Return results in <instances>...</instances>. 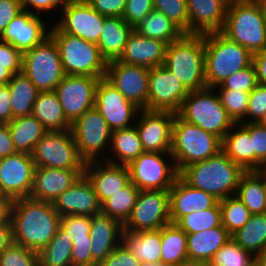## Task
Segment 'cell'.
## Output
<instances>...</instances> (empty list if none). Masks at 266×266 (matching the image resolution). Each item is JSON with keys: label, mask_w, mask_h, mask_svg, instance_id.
Masks as SVG:
<instances>
[{"label": "cell", "mask_w": 266, "mask_h": 266, "mask_svg": "<svg viewBox=\"0 0 266 266\" xmlns=\"http://www.w3.org/2000/svg\"><path fill=\"white\" fill-rule=\"evenodd\" d=\"M244 172L221 150L204 161L185 166L179 177L189 186L203 190L220 201L236 195Z\"/></svg>", "instance_id": "2"}, {"label": "cell", "mask_w": 266, "mask_h": 266, "mask_svg": "<svg viewBox=\"0 0 266 266\" xmlns=\"http://www.w3.org/2000/svg\"><path fill=\"white\" fill-rule=\"evenodd\" d=\"M149 68L119 60L107 63L105 79L140 110H148Z\"/></svg>", "instance_id": "14"}, {"label": "cell", "mask_w": 266, "mask_h": 266, "mask_svg": "<svg viewBox=\"0 0 266 266\" xmlns=\"http://www.w3.org/2000/svg\"><path fill=\"white\" fill-rule=\"evenodd\" d=\"M13 119L9 86L3 84L0 85V124H8Z\"/></svg>", "instance_id": "59"}, {"label": "cell", "mask_w": 266, "mask_h": 266, "mask_svg": "<svg viewBox=\"0 0 266 266\" xmlns=\"http://www.w3.org/2000/svg\"><path fill=\"white\" fill-rule=\"evenodd\" d=\"M71 131L85 163L106 161L112 131L97 109L87 110L71 125Z\"/></svg>", "instance_id": "10"}, {"label": "cell", "mask_w": 266, "mask_h": 266, "mask_svg": "<svg viewBox=\"0 0 266 266\" xmlns=\"http://www.w3.org/2000/svg\"><path fill=\"white\" fill-rule=\"evenodd\" d=\"M189 17V35L222 32L228 0H186Z\"/></svg>", "instance_id": "25"}, {"label": "cell", "mask_w": 266, "mask_h": 266, "mask_svg": "<svg viewBox=\"0 0 266 266\" xmlns=\"http://www.w3.org/2000/svg\"><path fill=\"white\" fill-rule=\"evenodd\" d=\"M32 159L36 167L84 169L71 130L47 132L35 145Z\"/></svg>", "instance_id": "12"}, {"label": "cell", "mask_w": 266, "mask_h": 266, "mask_svg": "<svg viewBox=\"0 0 266 266\" xmlns=\"http://www.w3.org/2000/svg\"><path fill=\"white\" fill-rule=\"evenodd\" d=\"M55 25L63 32L98 44L105 17L85 0H68Z\"/></svg>", "instance_id": "16"}, {"label": "cell", "mask_w": 266, "mask_h": 266, "mask_svg": "<svg viewBox=\"0 0 266 266\" xmlns=\"http://www.w3.org/2000/svg\"><path fill=\"white\" fill-rule=\"evenodd\" d=\"M12 203H0V225H11L10 211Z\"/></svg>", "instance_id": "65"}, {"label": "cell", "mask_w": 266, "mask_h": 266, "mask_svg": "<svg viewBox=\"0 0 266 266\" xmlns=\"http://www.w3.org/2000/svg\"><path fill=\"white\" fill-rule=\"evenodd\" d=\"M176 113L140 110L135 122L144 152L170 153Z\"/></svg>", "instance_id": "19"}, {"label": "cell", "mask_w": 266, "mask_h": 266, "mask_svg": "<svg viewBox=\"0 0 266 266\" xmlns=\"http://www.w3.org/2000/svg\"><path fill=\"white\" fill-rule=\"evenodd\" d=\"M90 247V235H87V238L73 239L71 255L72 266H98V264L92 259Z\"/></svg>", "instance_id": "54"}, {"label": "cell", "mask_w": 266, "mask_h": 266, "mask_svg": "<svg viewBox=\"0 0 266 266\" xmlns=\"http://www.w3.org/2000/svg\"><path fill=\"white\" fill-rule=\"evenodd\" d=\"M67 1L68 0H20L22 10L42 16L44 15V12L45 14H47L52 12L53 10L55 12L58 9L61 11Z\"/></svg>", "instance_id": "57"}, {"label": "cell", "mask_w": 266, "mask_h": 266, "mask_svg": "<svg viewBox=\"0 0 266 266\" xmlns=\"http://www.w3.org/2000/svg\"><path fill=\"white\" fill-rule=\"evenodd\" d=\"M266 113V87L257 85L249 95L245 123L260 122Z\"/></svg>", "instance_id": "51"}, {"label": "cell", "mask_w": 266, "mask_h": 266, "mask_svg": "<svg viewBox=\"0 0 266 266\" xmlns=\"http://www.w3.org/2000/svg\"><path fill=\"white\" fill-rule=\"evenodd\" d=\"M128 169L130 181L139 190L169 191L179 176L170 153L143 152Z\"/></svg>", "instance_id": "11"}, {"label": "cell", "mask_w": 266, "mask_h": 266, "mask_svg": "<svg viewBox=\"0 0 266 266\" xmlns=\"http://www.w3.org/2000/svg\"><path fill=\"white\" fill-rule=\"evenodd\" d=\"M94 108L107 121L111 131L133 126L140 111L105 78L97 84Z\"/></svg>", "instance_id": "17"}, {"label": "cell", "mask_w": 266, "mask_h": 266, "mask_svg": "<svg viewBox=\"0 0 266 266\" xmlns=\"http://www.w3.org/2000/svg\"><path fill=\"white\" fill-rule=\"evenodd\" d=\"M222 151L244 171H253L250 123L235 124L222 139Z\"/></svg>", "instance_id": "30"}, {"label": "cell", "mask_w": 266, "mask_h": 266, "mask_svg": "<svg viewBox=\"0 0 266 266\" xmlns=\"http://www.w3.org/2000/svg\"><path fill=\"white\" fill-rule=\"evenodd\" d=\"M52 204L60 216H94L101 213V204L97 194L84 174L75 184L60 194Z\"/></svg>", "instance_id": "24"}, {"label": "cell", "mask_w": 266, "mask_h": 266, "mask_svg": "<svg viewBox=\"0 0 266 266\" xmlns=\"http://www.w3.org/2000/svg\"><path fill=\"white\" fill-rule=\"evenodd\" d=\"M169 223V191L140 190L123 228L132 231L158 230Z\"/></svg>", "instance_id": "15"}, {"label": "cell", "mask_w": 266, "mask_h": 266, "mask_svg": "<svg viewBox=\"0 0 266 266\" xmlns=\"http://www.w3.org/2000/svg\"><path fill=\"white\" fill-rule=\"evenodd\" d=\"M133 30L123 17H105L97 45L107 63L120 58Z\"/></svg>", "instance_id": "31"}, {"label": "cell", "mask_w": 266, "mask_h": 266, "mask_svg": "<svg viewBox=\"0 0 266 266\" xmlns=\"http://www.w3.org/2000/svg\"><path fill=\"white\" fill-rule=\"evenodd\" d=\"M139 189L130 181L101 205V213L119 221L122 225L129 219L136 204Z\"/></svg>", "instance_id": "42"}, {"label": "cell", "mask_w": 266, "mask_h": 266, "mask_svg": "<svg viewBox=\"0 0 266 266\" xmlns=\"http://www.w3.org/2000/svg\"><path fill=\"white\" fill-rule=\"evenodd\" d=\"M43 20L41 15L23 10L4 29L0 41L13 45L23 54L49 36L51 25Z\"/></svg>", "instance_id": "21"}, {"label": "cell", "mask_w": 266, "mask_h": 266, "mask_svg": "<svg viewBox=\"0 0 266 266\" xmlns=\"http://www.w3.org/2000/svg\"><path fill=\"white\" fill-rule=\"evenodd\" d=\"M84 175L91 182L101 205L130 182L128 166L106 161L85 163Z\"/></svg>", "instance_id": "23"}, {"label": "cell", "mask_w": 266, "mask_h": 266, "mask_svg": "<svg viewBox=\"0 0 266 266\" xmlns=\"http://www.w3.org/2000/svg\"><path fill=\"white\" fill-rule=\"evenodd\" d=\"M231 237L244 250L256 256L266 246V213L251 215Z\"/></svg>", "instance_id": "40"}, {"label": "cell", "mask_w": 266, "mask_h": 266, "mask_svg": "<svg viewBox=\"0 0 266 266\" xmlns=\"http://www.w3.org/2000/svg\"><path fill=\"white\" fill-rule=\"evenodd\" d=\"M255 262V256L230 237L228 241L215 253L208 266H250Z\"/></svg>", "instance_id": "45"}, {"label": "cell", "mask_w": 266, "mask_h": 266, "mask_svg": "<svg viewBox=\"0 0 266 266\" xmlns=\"http://www.w3.org/2000/svg\"><path fill=\"white\" fill-rule=\"evenodd\" d=\"M250 266H258V265L256 264V262H254V263L251 264Z\"/></svg>", "instance_id": "73"}, {"label": "cell", "mask_w": 266, "mask_h": 266, "mask_svg": "<svg viewBox=\"0 0 266 266\" xmlns=\"http://www.w3.org/2000/svg\"><path fill=\"white\" fill-rule=\"evenodd\" d=\"M250 137L253 144V171H259L266 162V126L251 122Z\"/></svg>", "instance_id": "50"}, {"label": "cell", "mask_w": 266, "mask_h": 266, "mask_svg": "<svg viewBox=\"0 0 266 266\" xmlns=\"http://www.w3.org/2000/svg\"><path fill=\"white\" fill-rule=\"evenodd\" d=\"M154 10L165 14L186 35H189V17L186 0H153Z\"/></svg>", "instance_id": "48"}, {"label": "cell", "mask_w": 266, "mask_h": 266, "mask_svg": "<svg viewBox=\"0 0 266 266\" xmlns=\"http://www.w3.org/2000/svg\"><path fill=\"white\" fill-rule=\"evenodd\" d=\"M84 174V169L35 167L29 198L50 202L69 189Z\"/></svg>", "instance_id": "22"}, {"label": "cell", "mask_w": 266, "mask_h": 266, "mask_svg": "<svg viewBox=\"0 0 266 266\" xmlns=\"http://www.w3.org/2000/svg\"><path fill=\"white\" fill-rule=\"evenodd\" d=\"M189 91L164 65L149 71L148 110L177 113Z\"/></svg>", "instance_id": "18"}, {"label": "cell", "mask_w": 266, "mask_h": 266, "mask_svg": "<svg viewBox=\"0 0 266 266\" xmlns=\"http://www.w3.org/2000/svg\"><path fill=\"white\" fill-rule=\"evenodd\" d=\"M20 0H0V35L20 12H22Z\"/></svg>", "instance_id": "58"}, {"label": "cell", "mask_w": 266, "mask_h": 266, "mask_svg": "<svg viewBox=\"0 0 266 266\" xmlns=\"http://www.w3.org/2000/svg\"><path fill=\"white\" fill-rule=\"evenodd\" d=\"M221 150L222 141L217 136L175 115L170 154L178 173L185 166L204 161Z\"/></svg>", "instance_id": "7"}, {"label": "cell", "mask_w": 266, "mask_h": 266, "mask_svg": "<svg viewBox=\"0 0 266 266\" xmlns=\"http://www.w3.org/2000/svg\"><path fill=\"white\" fill-rule=\"evenodd\" d=\"M99 80L92 76L65 75L55 88L64 116L71 125L94 108Z\"/></svg>", "instance_id": "13"}, {"label": "cell", "mask_w": 266, "mask_h": 266, "mask_svg": "<svg viewBox=\"0 0 266 266\" xmlns=\"http://www.w3.org/2000/svg\"><path fill=\"white\" fill-rule=\"evenodd\" d=\"M144 152L135 125L111 133L106 162L128 166ZM111 154V155H110Z\"/></svg>", "instance_id": "33"}, {"label": "cell", "mask_w": 266, "mask_h": 266, "mask_svg": "<svg viewBox=\"0 0 266 266\" xmlns=\"http://www.w3.org/2000/svg\"><path fill=\"white\" fill-rule=\"evenodd\" d=\"M134 31L143 37L161 40L166 44L177 41L185 34L165 14L154 9L134 27Z\"/></svg>", "instance_id": "37"}, {"label": "cell", "mask_w": 266, "mask_h": 266, "mask_svg": "<svg viewBox=\"0 0 266 266\" xmlns=\"http://www.w3.org/2000/svg\"><path fill=\"white\" fill-rule=\"evenodd\" d=\"M230 237L223 225L196 233H187L188 258L208 264Z\"/></svg>", "instance_id": "32"}, {"label": "cell", "mask_w": 266, "mask_h": 266, "mask_svg": "<svg viewBox=\"0 0 266 266\" xmlns=\"http://www.w3.org/2000/svg\"><path fill=\"white\" fill-rule=\"evenodd\" d=\"M154 9L153 0H127L123 19L133 28Z\"/></svg>", "instance_id": "53"}, {"label": "cell", "mask_w": 266, "mask_h": 266, "mask_svg": "<svg viewBox=\"0 0 266 266\" xmlns=\"http://www.w3.org/2000/svg\"><path fill=\"white\" fill-rule=\"evenodd\" d=\"M256 2L258 3V5L262 11L264 22L266 25V0H256Z\"/></svg>", "instance_id": "68"}, {"label": "cell", "mask_w": 266, "mask_h": 266, "mask_svg": "<svg viewBox=\"0 0 266 266\" xmlns=\"http://www.w3.org/2000/svg\"><path fill=\"white\" fill-rule=\"evenodd\" d=\"M32 115L42 123L48 132L71 130V124L64 116L55 91L38 93Z\"/></svg>", "instance_id": "35"}, {"label": "cell", "mask_w": 266, "mask_h": 266, "mask_svg": "<svg viewBox=\"0 0 266 266\" xmlns=\"http://www.w3.org/2000/svg\"><path fill=\"white\" fill-rule=\"evenodd\" d=\"M205 79L214 88L227 77L253 63V54L221 32L204 35Z\"/></svg>", "instance_id": "4"}, {"label": "cell", "mask_w": 266, "mask_h": 266, "mask_svg": "<svg viewBox=\"0 0 266 266\" xmlns=\"http://www.w3.org/2000/svg\"><path fill=\"white\" fill-rule=\"evenodd\" d=\"M251 215L266 213V180L259 171H245L235 195Z\"/></svg>", "instance_id": "34"}, {"label": "cell", "mask_w": 266, "mask_h": 266, "mask_svg": "<svg viewBox=\"0 0 266 266\" xmlns=\"http://www.w3.org/2000/svg\"><path fill=\"white\" fill-rule=\"evenodd\" d=\"M0 203H12V200L8 199L3 192L1 191L0 188Z\"/></svg>", "instance_id": "69"}, {"label": "cell", "mask_w": 266, "mask_h": 266, "mask_svg": "<svg viewBox=\"0 0 266 266\" xmlns=\"http://www.w3.org/2000/svg\"><path fill=\"white\" fill-rule=\"evenodd\" d=\"M255 262L258 266H266V246L255 256Z\"/></svg>", "instance_id": "67"}, {"label": "cell", "mask_w": 266, "mask_h": 266, "mask_svg": "<svg viewBox=\"0 0 266 266\" xmlns=\"http://www.w3.org/2000/svg\"><path fill=\"white\" fill-rule=\"evenodd\" d=\"M22 72V64H0V85L8 84L14 74Z\"/></svg>", "instance_id": "63"}, {"label": "cell", "mask_w": 266, "mask_h": 266, "mask_svg": "<svg viewBox=\"0 0 266 266\" xmlns=\"http://www.w3.org/2000/svg\"><path fill=\"white\" fill-rule=\"evenodd\" d=\"M259 172L264 176L266 180V162L261 166Z\"/></svg>", "instance_id": "70"}, {"label": "cell", "mask_w": 266, "mask_h": 266, "mask_svg": "<svg viewBox=\"0 0 266 266\" xmlns=\"http://www.w3.org/2000/svg\"><path fill=\"white\" fill-rule=\"evenodd\" d=\"M260 123L263 125V126H266V113H265V116L262 118V120L260 121Z\"/></svg>", "instance_id": "72"}, {"label": "cell", "mask_w": 266, "mask_h": 266, "mask_svg": "<svg viewBox=\"0 0 266 266\" xmlns=\"http://www.w3.org/2000/svg\"><path fill=\"white\" fill-rule=\"evenodd\" d=\"M16 153L8 124H0V158Z\"/></svg>", "instance_id": "61"}, {"label": "cell", "mask_w": 266, "mask_h": 266, "mask_svg": "<svg viewBox=\"0 0 266 266\" xmlns=\"http://www.w3.org/2000/svg\"><path fill=\"white\" fill-rule=\"evenodd\" d=\"M188 123L217 136L221 141L235 125L220 103L214 88L190 91L176 113Z\"/></svg>", "instance_id": "8"}, {"label": "cell", "mask_w": 266, "mask_h": 266, "mask_svg": "<svg viewBox=\"0 0 266 266\" xmlns=\"http://www.w3.org/2000/svg\"><path fill=\"white\" fill-rule=\"evenodd\" d=\"M257 85L256 69L252 63L250 66L227 77L222 84L214 87V89H232L250 93Z\"/></svg>", "instance_id": "49"}, {"label": "cell", "mask_w": 266, "mask_h": 266, "mask_svg": "<svg viewBox=\"0 0 266 266\" xmlns=\"http://www.w3.org/2000/svg\"><path fill=\"white\" fill-rule=\"evenodd\" d=\"M190 92L207 87L204 35H186L167 44L163 64Z\"/></svg>", "instance_id": "3"}, {"label": "cell", "mask_w": 266, "mask_h": 266, "mask_svg": "<svg viewBox=\"0 0 266 266\" xmlns=\"http://www.w3.org/2000/svg\"><path fill=\"white\" fill-rule=\"evenodd\" d=\"M94 10L104 17H122L127 0H85Z\"/></svg>", "instance_id": "56"}, {"label": "cell", "mask_w": 266, "mask_h": 266, "mask_svg": "<svg viewBox=\"0 0 266 266\" xmlns=\"http://www.w3.org/2000/svg\"><path fill=\"white\" fill-rule=\"evenodd\" d=\"M176 224L186 233H196L222 225L219 201L211 208L182 216Z\"/></svg>", "instance_id": "43"}, {"label": "cell", "mask_w": 266, "mask_h": 266, "mask_svg": "<svg viewBox=\"0 0 266 266\" xmlns=\"http://www.w3.org/2000/svg\"><path fill=\"white\" fill-rule=\"evenodd\" d=\"M98 266H142V263L121 243Z\"/></svg>", "instance_id": "55"}, {"label": "cell", "mask_w": 266, "mask_h": 266, "mask_svg": "<svg viewBox=\"0 0 266 266\" xmlns=\"http://www.w3.org/2000/svg\"><path fill=\"white\" fill-rule=\"evenodd\" d=\"M23 54L13 45L0 41V64H22Z\"/></svg>", "instance_id": "60"}, {"label": "cell", "mask_w": 266, "mask_h": 266, "mask_svg": "<svg viewBox=\"0 0 266 266\" xmlns=\"http://www.w3.org/2000/svg\"><path fill=\"white\" fill-rule=\"evenodd\" d=\"M73 239L87 238L91 228V216L65 215L61 216L60 225Z\"/></svg>", "instance_id": "52"}, {"label": "cell", "mask_w": 266, "mask_h": 266, "mask_svg": "<svg viewBox=\"0 0 266 266\" xmlns=\"http://www.w3.org/2000/svg\"><path fill=\"white\" fill-rule=\"evenodd\" d=\"M218 201L213 195L189 186L178 176L169 189L171 223H176L186 214L209 209Z\"/></svg>", "instance_id": "26"}, {"label": "cell", "mask_w": 266, "mask_h": 266, "mask_svg": "<svg viewBox=\"0 0 266 266\" xmlns=\"http://www.w3.org/2000/svg\"><path fill=\"white\" fill-rule=\"evenodd\" d=\"M49 35L54 39L66 75L105 78L107 61L97 44L63 33L54 23Z\"/></svg>", "instance_id": "6"}, {"label": "cell", "mask_w": 266, "mask_h": 266, "mask_svg": "<svg viewBox=\"0 0 266 266\" xmlns=\"http://www.w3.org/2000/svg\"><path fill=\"white\" fill-rule=\"evenodd\" d=\"M72 238L60 226L55 236L39 252V266H72Z\"/></svg>", "instance_id": "41"}, {"label": "cell", "mask_w": 266, "mask_h": 266, "mask_svg": "<svg viewBox=\"0 0 266 266\" xmlns=\"http://www.w3.org/2000/svg\"><path fill=\"white\" fill-rule=\"evenodd\" d=\"M0 266H39L38 252L12 242L0 253Z\"/></svg>", "instance_id": "47"}, {"label": "cell", "mask_w": 266, "mask_h": 266, "mask_svg": "<svg viewBox=\"0 0 266 266\" xmlns=\"http://www.w3.org/2000/svg\"><path fill=\"white\" fill-rule=\"evenodd\" d=\"M253 64L258 84L266 87V48L253 54Z\"/></svg>", "instance_id": "62"}, {"label": "cell", "mask_w": 266, "mask_h": 266, "mask_svg": "<svg viewBox=\"0 0 266 266\" xmlns=\"http://www.w3.org/2000/svg\"><path fill=\"white\" fill-rule=\"evenodd\" d=\"M187 258V233L176 223L163 226L161 263L166 266H175L179 261Z\"/></svg>", "instance_id": "39"}, {"label": "cell", "mask_w": 266, "mask_h": 266, "mask_svg": "<svg viewBox=\"0 0 266 266\" xmlns=\"http://www.w3.org/2000/svg\"><path fill=\"white\" fill-rule=\"evenodd\" d=\"M221 33L248 49L252 54L264 50L266 25L256 0L229 1Z\"/></svg>", "instance_id": "5"}, {"label": "cell", "mask_w": 266, "mask_h": 266, "mask_svg": "<svg viewBox=\"0 0 266 266\" xmlns=\"http://www.w3.org/2000/svg\"><path fill=\"white\" fill-rule=\"evenodd\" d=\"M10 223L13 242L39 252L57 233L61 216L52 203L25 197L12 201Z\"/></svg>", "instance_id": "1"}, {"label": "cell", "mask_w": 266, "mask_h": 266, "mask_svg": "<svg viewBox=\"0 0 266 266\" xmlns=\"http://www.w3.org/2000/svg\"><path fill=\"white\" fill-rule=\"evenodd\" d=\"M22 72L39 92L55 91L66 74L58 47L50 35L23 53Z\"/></svg>", "instance_id": "9"}, {"label": "cell", "mask_w": 266, "mask_h": 266, "mask_svg": "<svg viewBox=\"0 0 266 266\" xmlns=\"http://www.w3.org/2000/svg\"><path fill=\"white\" fill-rule=\"evenodd\" d=\"M219 205L222 225L230 235L242 228L251 216L247 207L235 195L220 200Z\"/></svg>", "instance_id": "44"}, {"label": "cell", "mask_w": 266, "mask_h": 266, "mask_svg": "<svg viewBox=\"0 0 266 266\" xmlns=\"http://www.w3.org/2000/svg\"><path fill=\"white\" fill-rule=\"evenodd\" d=\"M35 163L32 155L16 152L0 158V188L10 200L29 197L33 187Z\"/></svg>", "instance_id": "20"}, {"label": "cell", "mask_w": 266, "mask_h": 266, "mask_svg": "<svg viewBox=\"0 0 266 266\" xmlns=\"http://www.w3.org/2000/svg\"><path fill=\"white\" fill-rule=\"evenodd\" d=\"M166 46L164 41L143 37L133 30L118 60L151 69L164 64Z\"/></svg>", "instance_id": "27"}, {"label": "cell", "mask_w": 266, "mask_h": 266, "mask_svg": "<svg viewBox=\"0 0 266 266\" xmlns=\"http://www.w3.org/2000/svg\"><path fill=\"white\" fill-rule=\"evenodd\" d=\"M175 266H208V265L203 262L187 258L185 260L179 261Z\"/></svg>", "instance_id": "66"}, {"label": "cell", "mask_w": 266, "mask_h": 266, "mask_svg": "<svg viewBox=\"0 0 266 266\" xmlns=\"http://www.w3.org/2000/svg\"><path fill=\"white\" fill-rule=\"evenodd\" d=\"M142 266H166L162 263H147V264H142Z\"/></svg>", "instance_id": "71"}, {"label": "cell", "mask_w": 266, "mask_h": 266, "mask_svg": "<svg viewBox=\"0 0 266 266\" xmlns=\"http://www.w3.org/2000/svg\"><path fill=\"white\" fill-rule=\"evenodd\" d=\"M16 152L32 154L36 143L48 132L33 115L14 118L8 123Z\"/></svg>", "instance_id": "36"}, {"label": "cell", "mask_w": 266, "mask_h": 266, "mask_svg": "<svg viewBox=\"0 0 266 266\" xmlns=\"http://www.w3.org/2000/svg\"><path fill=\"white\" fill-rule=\"evenodd\" d=\"M215 91L233 122L235 124L245 123L250 93L232 89H215Z\"/></svg>", "instance_id": "46"}, {"label": "cell", "mask_w": 266, "mask_h": 266, "mask_svg": "<svg viewBox=\"0 0 266 266\" xmlns=\"http://www.w3.org/2000/svg\"><path fill=\"white\" fill-rule=\"evenodd\" d=\"M12 242V226L0 225V253Z\"/></svg>", "instance_id": "64"}, {"label": "cell", "mask_w": 266, "mask_h": 266, "mask_svg": "<svg viewBox=\"0 0 266 266\" xmlns=\"http://www.w3.org/2000/svg\"><path fill=\"white\" fill-rule=\"evenodd\" d=\"M121 243L142 264L161 263L162 228L148 231L122 228Z\"/></svg>", "instance_id": "29"}, {"label": "cell", "mask_w": 266, "mask_h": 266, "mask_svg": "<svg viewBox=\"0 0 266 266\" xmlns=\"http://www.w3.org/2000/svg\"><path fill=\"white\" fill-rule=\"evenodd\" d=\"M123 225L102 213L91 216V254L99 265L115 248L121 244Z\"/></svg>", "instance_id": "28"}, {"label": "cell", "mask_w": 266, "mask_h": 266, "mask_svg": "<svg viewBox=\"0 0 266 266\" xmlns=\"http://www.w3.org/2000/svg\"><path fill=\"white\" fill-rule=\"evenodd\" d=\"M13 118L32 115L33 105L39 91L23 73L14 74L8 82Z\"/></svg>", "instance_id": "38"}]
</instances>
